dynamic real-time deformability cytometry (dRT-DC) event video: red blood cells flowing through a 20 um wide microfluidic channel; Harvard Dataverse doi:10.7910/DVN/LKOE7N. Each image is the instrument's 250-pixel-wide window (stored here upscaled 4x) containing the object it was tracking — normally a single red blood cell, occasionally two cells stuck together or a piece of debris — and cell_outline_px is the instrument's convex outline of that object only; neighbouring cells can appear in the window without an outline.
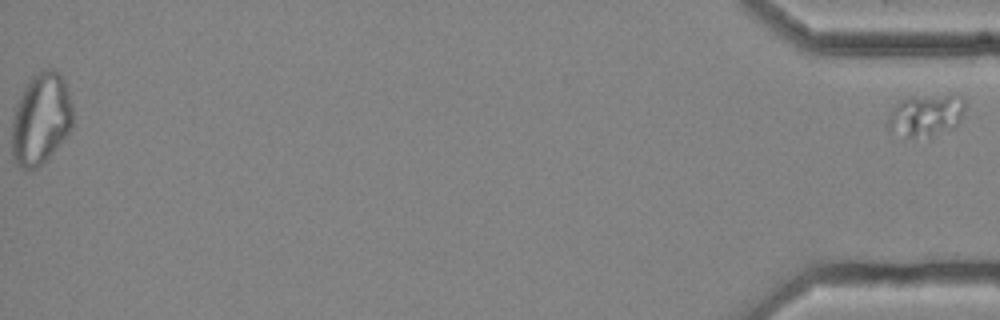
{"species": "common noctule bat (a hibernating species)", "species_latin": "Nyctalus noctula", "temperature_condition": "cold", "stored_images_in_passage": 57, "segment_of_instrument_passage": [3, 3], "camera_frame_rate_fps": 3000, "um_per_image_px": 0.085, "animal": {"sex": "female", "body_mass_g": 25.1}, "frame": {"image": 1, "passage_image": 57, "time_ms": 18.667, "image_size_px": [1000, 320], "cell_outline_px": [[964, 112], [960, 120], [956, 124], [928, 136], [908, 136], [888, 128], [888, 116], [892, 108], [900, 100], [912, 96], [956, 92], [964, 100]], "centroid_in_image_um": [78.73, 9.69], "position_along_channel_um": 356.5, "area_um2": 18.73}}